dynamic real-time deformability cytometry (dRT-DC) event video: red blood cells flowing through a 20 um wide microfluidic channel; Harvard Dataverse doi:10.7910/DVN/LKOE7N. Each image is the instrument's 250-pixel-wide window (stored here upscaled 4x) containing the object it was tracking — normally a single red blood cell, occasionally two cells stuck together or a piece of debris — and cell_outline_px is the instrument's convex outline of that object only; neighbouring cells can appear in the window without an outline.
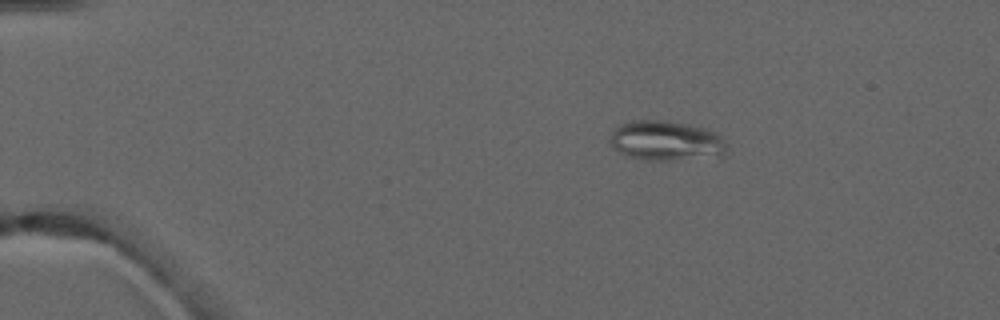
{"species": "common noctule bat (a hibernating species)", "species_latin": "Nyctalus noctula", "temperature_condition": "warm", "stored_images_in_passage": 6, "camera_frame_rate_fps": 3000, "um_per_image_px": 0.085, "animal": {"sex": "male", "forearm_length_mm": 52.5}, "frame": {"image": 1, "passage_image": 2, "time_ms": 2.0, "image_size_px": [1000, 320], "cell_outline_px": [[728, 156], [668, 160], [648, 160], [628, 156], [612, 148], [612, 128], [620, 124], [632, 120], [660, 120], [688, 124], [704, 128], [720, 136], [724, 140], [728, 148]], "centroid_in_image_um": [56.65, 11.97], "position_along_channel_um": 28.3, "area_um2": 27.22}}
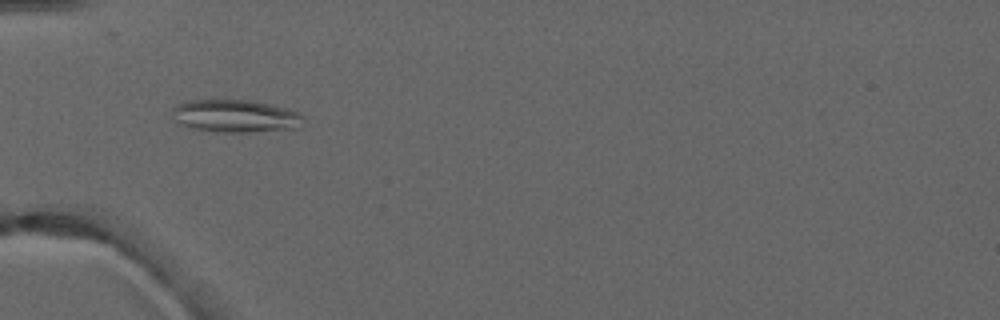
{"frame": {"image": 2, "passage_image": 4, "time_ms": 4.667, "image_size_px": [1000, 320], "cell_outline_px": [[304, 116], [300, 128], [248, 132], [220, 132], [192, 128], [180, 124], [176, 120], [172, 112], [172, 108], [176, 104], [184, 100], [248, 100], [288, 108], [300, 112]], "centroid_in_image_um": [20.02, 9.86], "position_along_channel_um": 65.0, "area_um2": 25.09}}